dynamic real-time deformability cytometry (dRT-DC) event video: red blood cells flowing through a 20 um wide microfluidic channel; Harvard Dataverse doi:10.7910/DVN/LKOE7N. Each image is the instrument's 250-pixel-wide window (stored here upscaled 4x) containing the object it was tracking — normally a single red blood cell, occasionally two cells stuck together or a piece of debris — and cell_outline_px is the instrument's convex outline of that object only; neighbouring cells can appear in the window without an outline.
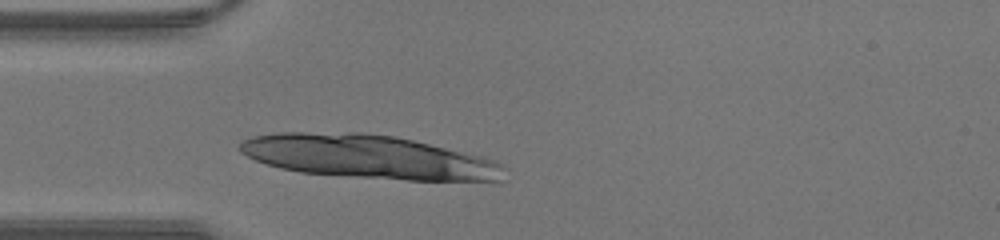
{"species": "human", "species_latin": "Homo sapiens", "temperature_condition": "warm", "stored_images_in_passage": 4, "camera_frame_rate_fps": 3000, "um_per_image_px": 0.085, "donor": {"sex": "male"}, "frame": {"image": 1, "passage_image": 1, "time_ms": 0.0, "image_size_px": [1000, 240], "cell_outline_px": [[500, 180], [408, 180], [300, 172], [280, 168], [256, 160], [240, 152], [240, 144], [244, 140], [252, 136], [276, 132], [360, 132], [396, 136], [480, 156], [492, 160], [500, 164]], "centroid_in_image_um": [31.21, 13.31], "position_along_channel_um": 53.8, "area_um2": 66.07}}